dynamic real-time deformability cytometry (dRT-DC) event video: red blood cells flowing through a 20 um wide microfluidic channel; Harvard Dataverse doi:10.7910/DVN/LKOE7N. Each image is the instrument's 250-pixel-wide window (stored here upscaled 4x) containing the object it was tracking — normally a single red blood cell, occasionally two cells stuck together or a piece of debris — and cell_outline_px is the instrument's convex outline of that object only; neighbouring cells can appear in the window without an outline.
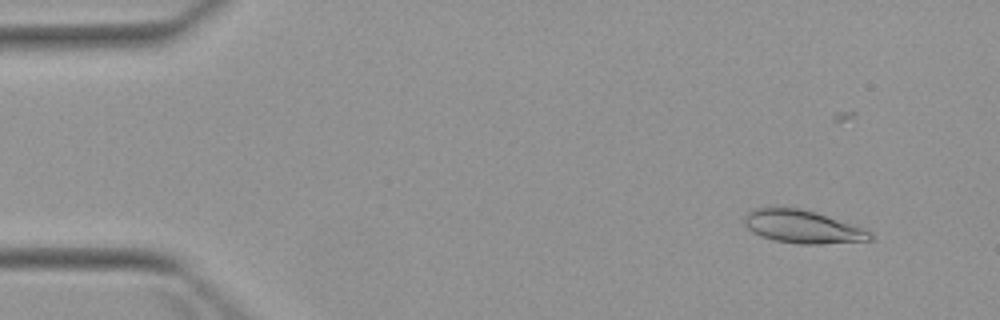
{"species": "Egyptian fruit bat (a non-hibernating species)", "species_latin": "Rousettus aegyptiacus", "temperature_condition": "warm", "stored_images_in_passage": 5, "camera_frame_rate_fps": 3000, "um_per_image_px": 0.085, "animal": {"sex": "female"}, "frame": {"image": 1, "passage_image": 2, "time_ms": 1.0, "image_size_px": [1000, 320], "cell_outline_px": [[872, 240], [820, 244], [796, 244], [776, 240], [760, 236], [752, 232], [744, 224], [744, 216], [748, 212], [756, 208], [800, 208], [864, 228], [872, 232]], "centroid_in_image_um": [68.21, 19.29], "position_along_channel_um": 16.8, "area_um2": 23.87}}
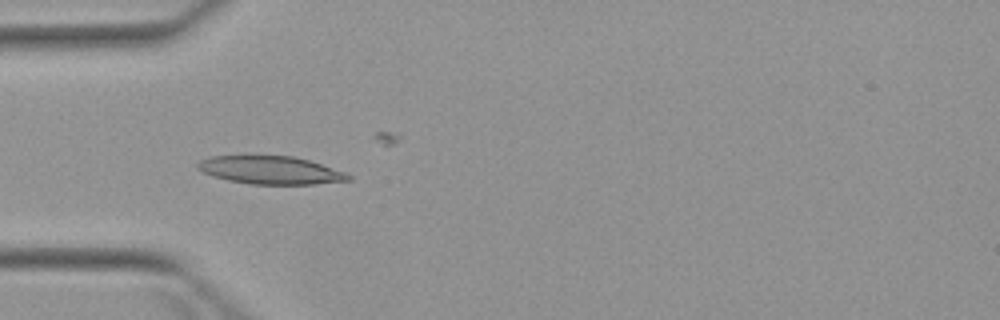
{"frame": {"image": 2, "passage_image": 5, "time_ms": 4.667, "image_size_px": [1000, 320], "cell_outline_px": [[352, 180], [316, 184], [252, 184], [228, 180], [212, 176], [196, 168], [196, 164], [200, 160], [212, 156], [292, 156], [308, 160], [344, 172], [352, 176]], "centroid_in_image_um": [22.98, 14.47], "position_along_channel_um": 62.0, "area_um2": 24.39}}